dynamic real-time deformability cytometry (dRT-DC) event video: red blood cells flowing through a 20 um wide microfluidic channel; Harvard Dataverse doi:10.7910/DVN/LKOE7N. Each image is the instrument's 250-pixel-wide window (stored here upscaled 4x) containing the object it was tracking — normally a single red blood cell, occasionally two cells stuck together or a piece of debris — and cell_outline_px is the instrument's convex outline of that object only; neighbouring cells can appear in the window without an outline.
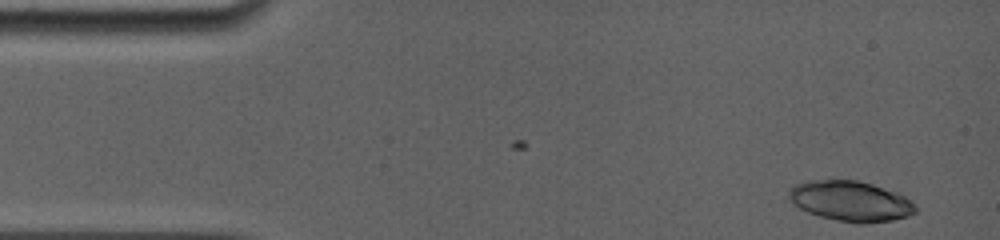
{"species": "common noctule bat (a hibernating species)", "species_latin": "Nyctalus noctula", "temperature_condition": "room temperature", "stored_images_in_passage": 2, "camera_frame_rate_fps": 5000, "um_per_image_px": 0.085, "animal": {"sex": "female", "body_mass_g": 19.0, "forearm_length_mm": 56.7}, "frame": {"image": 1, "passage_image": 2, "time_ms": 0.6, "image_size_px": [1000, 240], "cell_outline_px": [[916, 212], [908, 216], [892, 220], [864, 224], [856, 224], [820, 216], [808, 212], [792, 204], [788, 196], [788, 192], [792, 184], [808, 180], [856, 180], [872, 184], [896, 192], [904, 196], [916, 208]], "centroid_in_image_um": [72.25, 17.09], "position_along_channel_um": 12.8, "area_um2": 29.77}}